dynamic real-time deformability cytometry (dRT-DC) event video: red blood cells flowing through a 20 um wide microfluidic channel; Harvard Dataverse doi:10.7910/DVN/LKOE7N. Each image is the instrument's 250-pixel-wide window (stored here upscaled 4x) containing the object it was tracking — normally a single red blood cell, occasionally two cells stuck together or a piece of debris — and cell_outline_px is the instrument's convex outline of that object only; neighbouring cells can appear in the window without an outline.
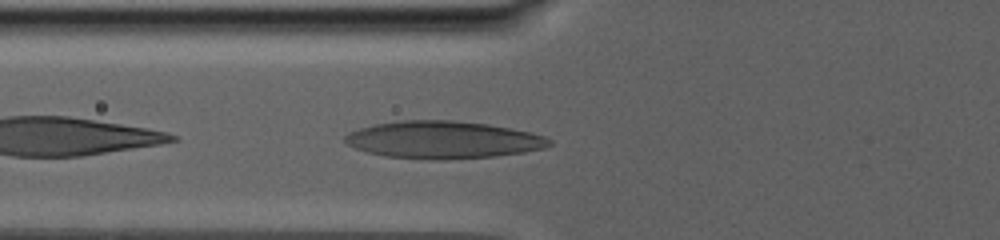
{"species": "human", "species_latin": "Homo sapiens", "temperature_condition": "warm", "stored_images_in_passage": 30, "camera_frame_rate_fps": 3000, "um_per_image_px": 0.085, "donor": {"sex": "male"}, "frame": {"image": 1, "passage_image": 3, "time_ms": 0.667, "image_size_px": [1000, 240], "cell_outline_px": [[552, 144], [544, 148], [524, 152], [496, 156], [448, 160], [432, 160], [384, 156], [368, 152], [356, 148], [348, 144], [344, 140], [344, 136], [348, 132], [360, 128], [376, 124], [396, 120], [452, 120], [488, 124], [512, 128], [544, 136], [552, 140]], "centroid_in_image_um": [37.66, 11.89], "position_along_channel_um": 88.1, "area_um2": 44.74}}
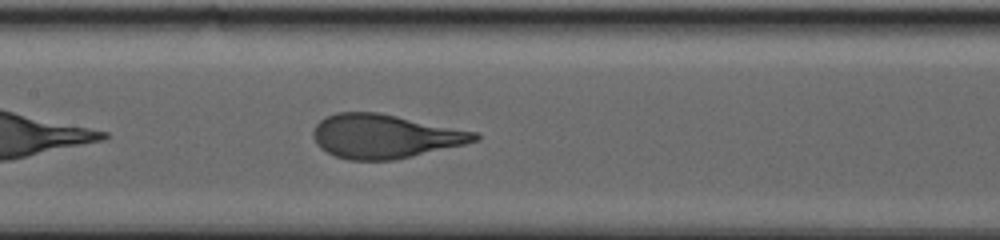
{"frame": {"image": 2, "passage_image": 12, "time_ms": 4.0, "image_size_px": [1000, 240], "cell_outline_px": [[480, 140], [464, 144], [396, 160], [348, 160], [336, 156], [320, 148], [316, 144], [312, 136], [312, 132], [316, 124], [324, 116], [336, 112], [376, 112], [476, 132], [480, 136]], "centroid_in_image_um": [32.65, 11.59], "position_along_channel_um": 174.7, "area_um2": 41.21}}
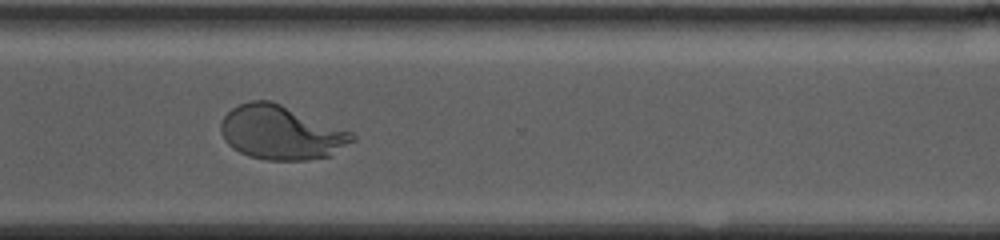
{"frame": {"image": 3, "passage_image": 25, "time_ms": 10.667, "image_size_px": [1000, 240], "cell_outline_px": [[356, 140], [332, 156], [308, 160], [268, 160], [248, 156], [232, 148], [224, 140], [220, 132], [220, 124], [224, 116], [232, 108], [248, 100], [272, 100], [352, 132], [356, 136]], "centroid_in_image_um": [23.9, 11.27], "position_along_channel_um": 346.7, "area_um2": 41.73}, "authors_computed_cell_mechanics": {"area_um2": 41.5293, "velocity_mm_per_s": 2.5854, "shape_relaxation_time_tau1_ms": 6.4272, "shape_relaxation_time_tau2_ms": null, "deformation_change_tau1": 0.2694, "deformation_change_tau2": null}}